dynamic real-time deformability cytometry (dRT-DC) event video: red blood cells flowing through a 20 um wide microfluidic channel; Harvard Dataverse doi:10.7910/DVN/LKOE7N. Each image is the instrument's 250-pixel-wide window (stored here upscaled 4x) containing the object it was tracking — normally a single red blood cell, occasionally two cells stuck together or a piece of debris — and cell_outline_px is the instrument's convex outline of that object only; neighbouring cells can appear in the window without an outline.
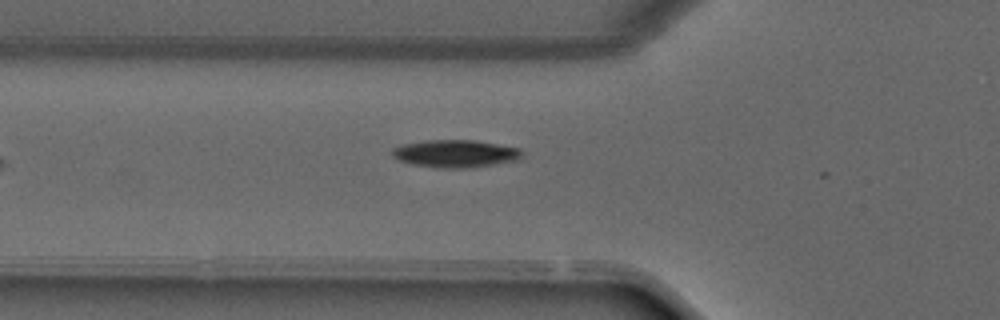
{"species": "common noctule bat (a hibernating species)", "species_latin": "Nyctalus noctula", "temperature_condition": "warm", "stored_images_in_passage": 8, "camera_frame_rate_fps": 3000, "um_per_image_px": 0.085, "animal": {"sex": "male", "forearm_length_mm": 52.5}, "frame": {"image": 1, "passage_image": 3, "time_ms": 0.667, "image_size_px": [1000, 320], "cell_outline_px": [[524, 152], [516, 160], [468, 168], [440, 168], [412, 164], [400, 160], [392, 156], [392, 148], [404, 144], [424, 140], [472, 140], [520, 148]], "centroid_in_image_um": [38.68, 13.05], "position_along_channel_um": 87.1, "area_um2": 20.63}}
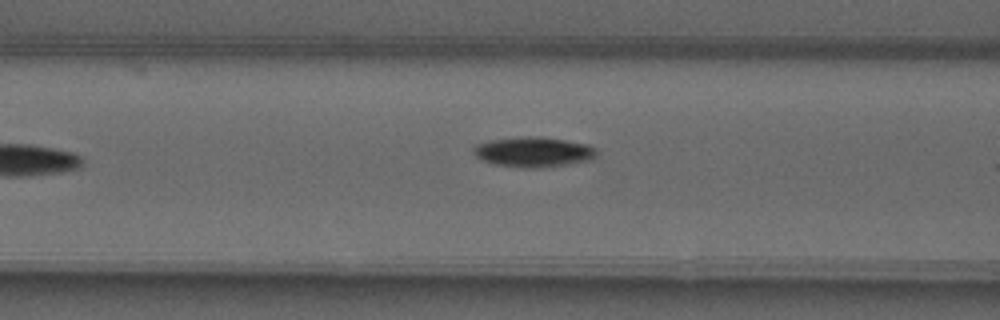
{"frame": {"image": 2, "passage_image": 5, "time_ms": 1.333, "image_size_px": [1000, 320], "cell_outline_px": [[596, 156], [592, 160], [540, 168], [524, 168], [492, 164], [476, 156], [472, 152], [472, 148], [476, 144], [492, 140], [536, 136], [564, 140], [588, 144], [596, 148]], "centroid_in_image_um": [45.35, 12.93], "position_along_channel_um": 121.2, "area_um2": 21.44}}
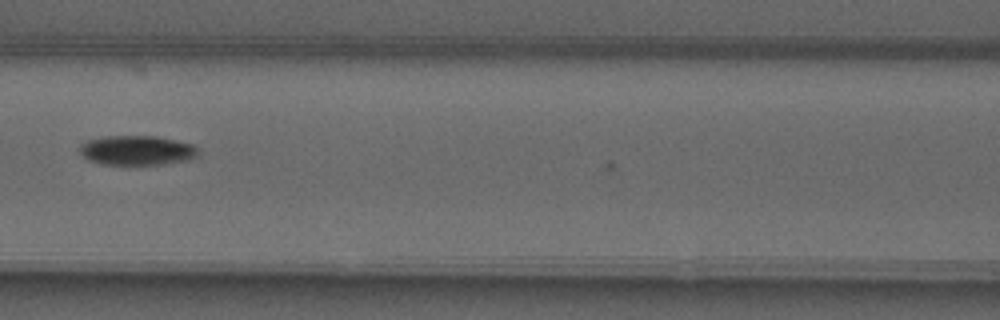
{"frame": {"image": 3, "passage_image": 7, "time_ms": 2.0, "image_size_px": [1000, 320], "cell_outline_px": [[200, 156], [188, 160], [164, 164], [100, 164], [88, 160], [80, 152], [80, 144], [88, 140], [108, 136], [156, 136], [192, 144], [200, 148]], "centroid_in_image_um": [11.7, 12.78], "position_along_channel_um": 154.9, "area_um2": 20.52}}